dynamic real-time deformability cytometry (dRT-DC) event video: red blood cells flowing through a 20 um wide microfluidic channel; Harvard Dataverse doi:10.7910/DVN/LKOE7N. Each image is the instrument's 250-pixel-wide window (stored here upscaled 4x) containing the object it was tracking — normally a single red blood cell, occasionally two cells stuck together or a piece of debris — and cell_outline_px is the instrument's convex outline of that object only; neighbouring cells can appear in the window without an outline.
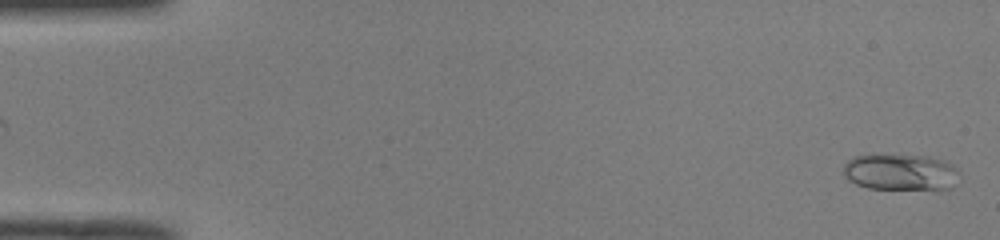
{"species": "common noctule bat (a hibernating species)", "species_latin": "Nyctalus noctula", "temperature_condition": "room temperature", "stored_images_in_passage": 50, "camera_frame_rate_fps": 3000, "um_per_image_px": 0.085, "animal": {"sex": "male", "body_mass_g": 19.0, "forearm_length_mm": 50.8}, "frame": {"image": 1, "passage_image": 1, "time_ms": 0.0, "image_size_px": [1000, 240], "cell_outline_px": [[960, 172], [952, 188], [868, 188], [856, 184], [848, 180], [844, 176], [844, 164], [852, 156], [872, 152], [928, 156], [944, 160], [952, 164]], "centroid_in_image_um": [76.49, 14.56], "position_along_channel_um": 8.5, "area_um2": 25.14}}
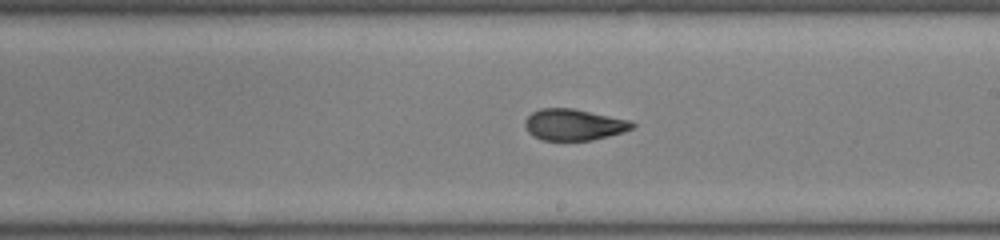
{"frame": {"image": 2, "passage_image": 29, "time_ms": 9.333, "image_size_px": [1000, 240], "cell_outline_px": [[636, 124], [632, 128], [624, 132], [592, 140], [544, 140], [532, 136], [528, 132], [524, 124], [524, 120], [532, 112], [540, 108], [572, 108], [632, 120]], "centroid_in_image_um": [48.78, 10.59], "position_along_channel_um": 240.2, "area_um2": 19.71}}
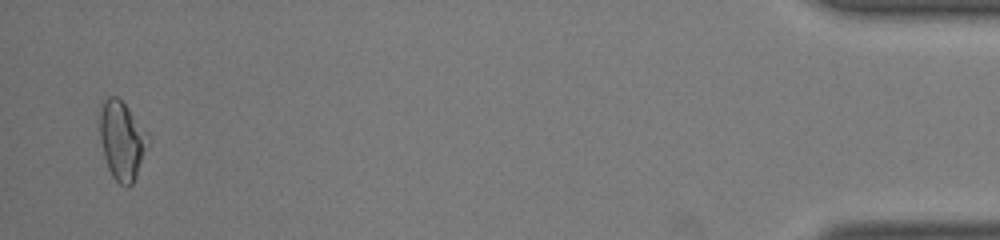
{"frame": {"image": 3, "passage_image": 49, "time_ms": 16.0, "image_size_px": [1000, 240], "cell_outline_px": [[152, 140], [136, 176], [132, 184], [128, 188], [120, 184], [112, 176], [108, 168], [104, 156], [100, 140], [100, 100], [108, 96], [116, 96], [128, 108], [148, 132]], "centroid_in_image_um": [10.39, 11.93], "position_along_channel_um": 424.8, "area_um2": 22.6}, "authors_computed_cell_mechanics": {"area_um2": 20.6057, "velocity_mm_per_s": 4.0115, "shape_relaxation_time_tau1_ms": 7.8397, "shape_relaxation_time_tau2_ms": 1.8316, "deformation_change_tau1": 0.208, "deformation_change_tau2": 0.0683}}